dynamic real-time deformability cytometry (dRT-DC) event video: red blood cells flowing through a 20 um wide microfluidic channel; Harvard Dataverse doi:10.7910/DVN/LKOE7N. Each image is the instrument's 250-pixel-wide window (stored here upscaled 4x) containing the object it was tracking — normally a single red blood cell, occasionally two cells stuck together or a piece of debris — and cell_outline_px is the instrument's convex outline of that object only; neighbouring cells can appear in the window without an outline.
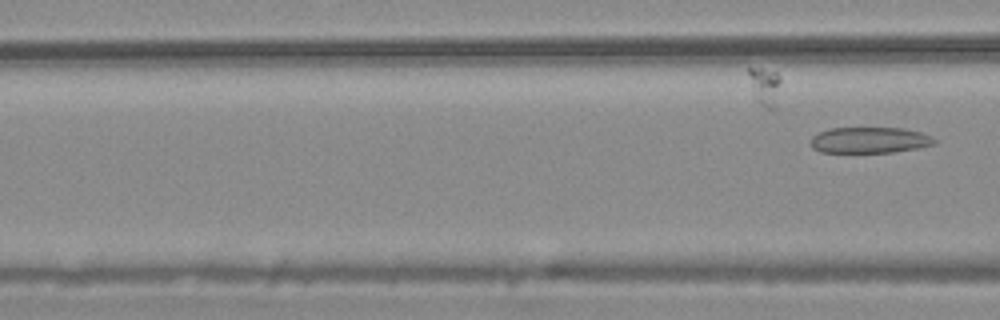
{"species": "common noctule bat (a hibernating species)", "species_latin": "Nyctalus noctula", "temperature_condition": "warm", "stored_images_in_passage": 6, "segment_of_instrument_passage": [2, 2], "camera_frame_rate_fps": 3000, "um_per_image_px": 0.085, "animal": {"sex": "male", "body_mass_g": 20.4}, "frame": {"image": 1, "passage_image": 6, "time_ms": 1.667, "image_size_px": [1000, 320], "cell_outline_px": [[936, 144], [916, 148], [892, 152], [820, 152], [812, 148], [812, 136], [820, 132], [832, 128], [904, 128], [920, 132], [932, 136], [936, 140]], "centroid_in_image_um": [73.94, 11.91], "position_along_channel_um": 92.7, "area_um2": 18.61}}